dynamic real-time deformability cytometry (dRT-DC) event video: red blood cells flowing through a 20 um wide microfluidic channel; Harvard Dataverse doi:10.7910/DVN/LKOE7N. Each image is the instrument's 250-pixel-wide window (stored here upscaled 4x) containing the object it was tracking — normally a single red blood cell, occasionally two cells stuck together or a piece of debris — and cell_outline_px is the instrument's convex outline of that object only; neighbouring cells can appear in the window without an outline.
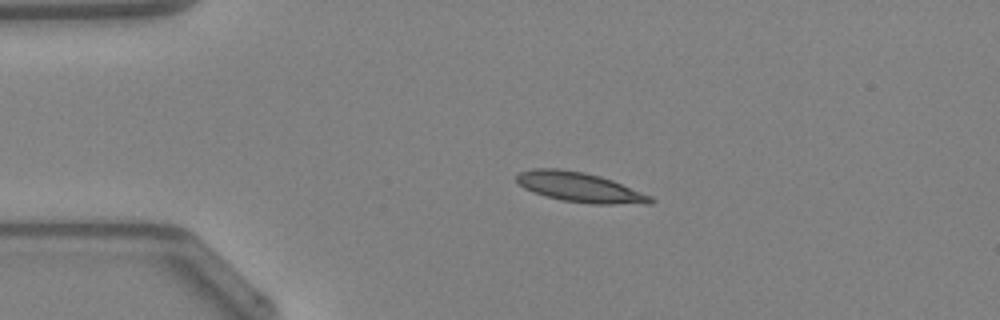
{"species": "Egyptian fruit bat (a non-hibernating species)", "species_latin": "Rousettus aegyptiacus", "temperature_condition": "warm", "stored_images_in_passage": 47, "camera_frame_rate_fps": 3000, "um_per_image_px": 0.085, "animal": {"sex": "female"}, "frame": {"image": 1, "passage_image": 10, "time_ms": 3.0, "image_size_px": [1000, 320], "cell_outline_px": [[656, 200], [652, 204], [592, 204], [560, 200], [532, 192], [524, 188], [516, 180], [516, 176], [520, 172], [532, 168], [560, 168], [584, 172], [600, 176], [612, 180], [652, 196]], "centroid_in_image_um": [49.3, 15.92], "position_along_channel_um": 35.7, "area_um2": 23.41}}
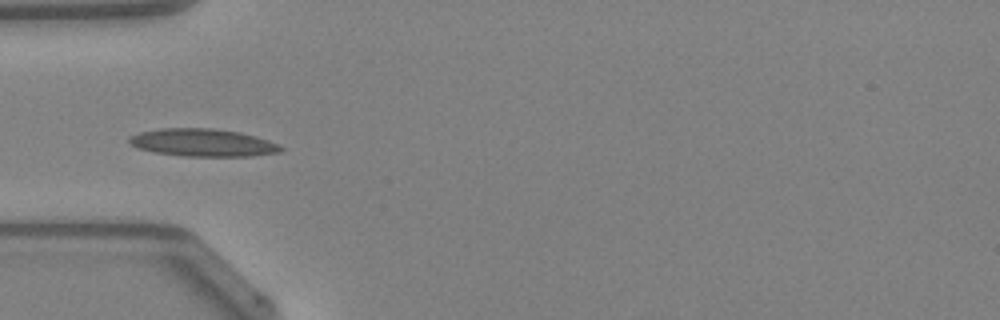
{"frame": {"image": 2, "passage_image": 15, "time_ms": 4.667, "image_size_px": [1000, 320], "cell_outline_px": [[284, 148], [280, 152], [252, 156], [184, 156], [156, 152], [136, 148], [128, 144], [128, 136], [140, 132], [160, 128], [212, 128], [240, 132], [256, 136], [268, 140]], "centroid_in_image_um": [17.19, 12.12], "position_along_channel_um": 67.8, "area_um2": 24.51}}
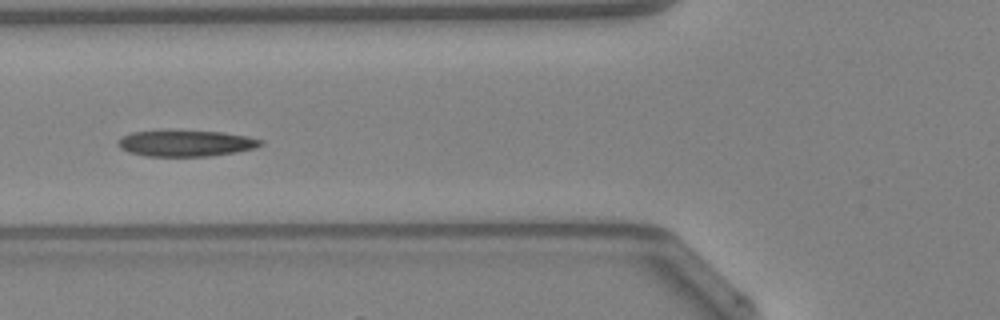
{"frame": {"image": 3, "passage_image": 18, "time_ms": 5.667, "image_size_px": [1000, 320], "cell_outline_px": [[264, 144], [256, 148], [236, 152], [208, 156], [144, 156], [128, 152], [120, 148], [116, 144], [124, 136], [132, 132], [220, 132], [248, 136], [264, 140]], "centroid_in_image_um": [15.85, 12.21], "position_along_channel_um": 109.9, "area_um2": 21.27}, "authors_computed_cell_mechanics": {"area_um2": 21.4438, "velocity_mm_per_s": 4.2288, "shape_relaxation_time_tau1_ms": 6.1356, "shape_relaxation_time_tau2_ms": 3.1778, "deformation_change_tau1": 0.1845, "deformation_change_tau2": 0.1055}}